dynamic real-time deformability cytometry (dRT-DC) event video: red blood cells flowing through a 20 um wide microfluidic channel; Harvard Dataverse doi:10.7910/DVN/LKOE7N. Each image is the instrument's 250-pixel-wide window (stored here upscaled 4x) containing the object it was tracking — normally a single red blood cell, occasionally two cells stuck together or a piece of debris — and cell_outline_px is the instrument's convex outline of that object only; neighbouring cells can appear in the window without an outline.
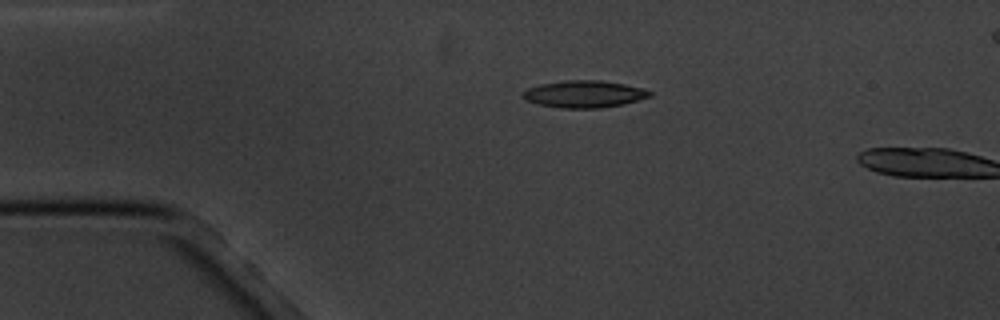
{"species": "common noctule bat (a hibernating species)", "species_latin": "Nyctalus noctula", "temperature_condition": "cold", "stored_images_in_passage": 4, "camera_frame_rate_fps": 3000, "um_per_image_px": 0.085, "animal": {"sex": "male", "body_mass_g": 20.1, "forearm_length_mm": 53.5}, "frame": {"image": 1, "passage_image": 3, "time_ms": 2.333, "image_size_px": [1000, 320], "cell_outline_px": [[652, 96], [624, 104], [600, 108], [560, 108], [540, 104], [524, 100], [524, 92], [528, 88], [540, 84], [564, 80], [600, 80], [624, 84], [640, 88], [652, 92]], "centroid_in_image_um": [49.66, 7.99], "position_along_channel_um": 35.3, "area_um2": 19.88}}